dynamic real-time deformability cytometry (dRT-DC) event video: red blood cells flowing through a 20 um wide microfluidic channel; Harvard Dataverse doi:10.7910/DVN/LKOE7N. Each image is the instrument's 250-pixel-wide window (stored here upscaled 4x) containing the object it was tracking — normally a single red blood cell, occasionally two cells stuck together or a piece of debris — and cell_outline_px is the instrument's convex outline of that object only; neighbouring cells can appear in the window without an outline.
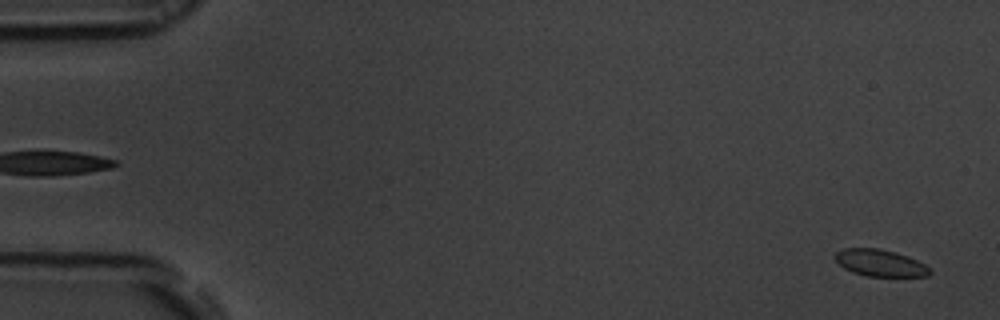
{"species": "common noctule bat (a hibernating species)", "species_latin": "Nyctalus noctula", "temperature_condition": "room temperature", "stored_images_in_passage": 55, "camera_frame_rate_fps": 3000, "um_per_image_px": 0.085, "animal": {"sex": "male", "body_mass_g": 19.5, "forearm_length_mm": 54.6}, "frame": {"image": 1, "passage_image": 2, "time_ms": 0.333, "image_size_px": [1000, 320], "cell_outline_px": [[932, 272], [928, 276], [864, 276], [852, 272], [844, 268], [832, 256], [836, 252], [844, 248], [880, 248], [896, 252], [908, 256], [932, 268]], "centroid_in_image_um": [74.81, 22.35], "position_along_channel_um": 10.2, "area_um2": 14.97}}
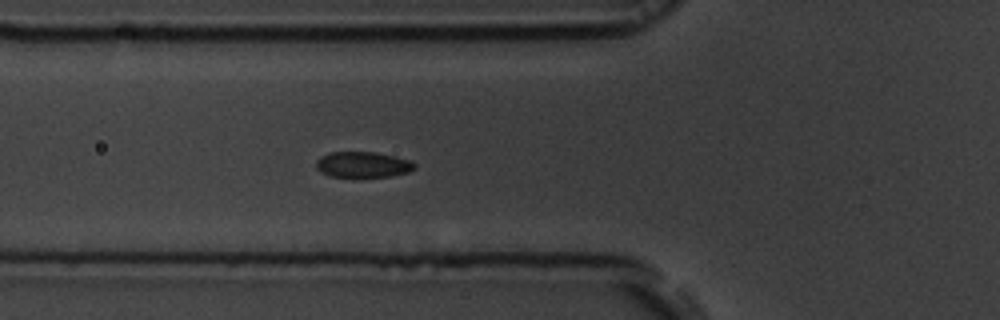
{"frame": {"image": 2, "passage_image": 20, "time_ms": 6.333, "image_size_px": [1000, 320], "cell_outline_px": [[416, 168], [408, 172], [392, 176], [356, 180], [328, 176], [320, 172], [316, 168], [316, 160], [320, 156], [328, 152], [376, 152], [396, 156], [412, 160], [416, 164]], "centroid_in_image_um": [30.83, 14.04], "position_along_channel_um": 95.0, "area_um2": 15.84}}
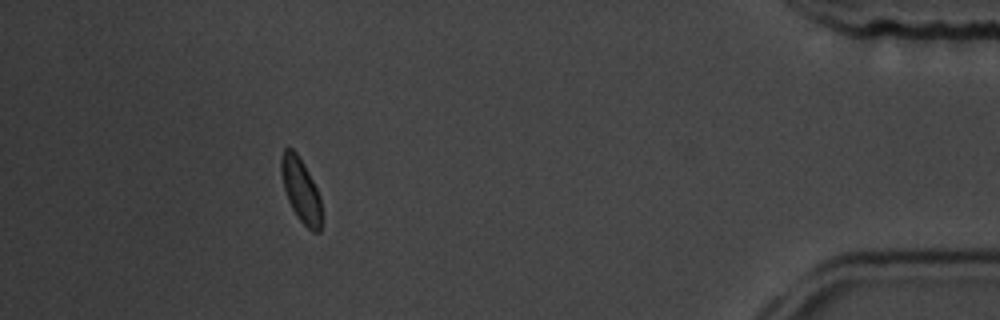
{"frame": {"image": 3, "passage_image": 50, "time_ms": 16.333, "image_size_px": [1000, 320], "cell_outline_px": [[320, 232], [312, 232], [296, 216], [288, 200], [284, 188], [280, 172], [280, 156], [284, 148], [292, 148], [296, 152], [304, 164], [320, 196]], "centroid_in_image_um": [25.53, 16.12], "position_along_channel_um": 409.7, "area_um2": 14.91}}